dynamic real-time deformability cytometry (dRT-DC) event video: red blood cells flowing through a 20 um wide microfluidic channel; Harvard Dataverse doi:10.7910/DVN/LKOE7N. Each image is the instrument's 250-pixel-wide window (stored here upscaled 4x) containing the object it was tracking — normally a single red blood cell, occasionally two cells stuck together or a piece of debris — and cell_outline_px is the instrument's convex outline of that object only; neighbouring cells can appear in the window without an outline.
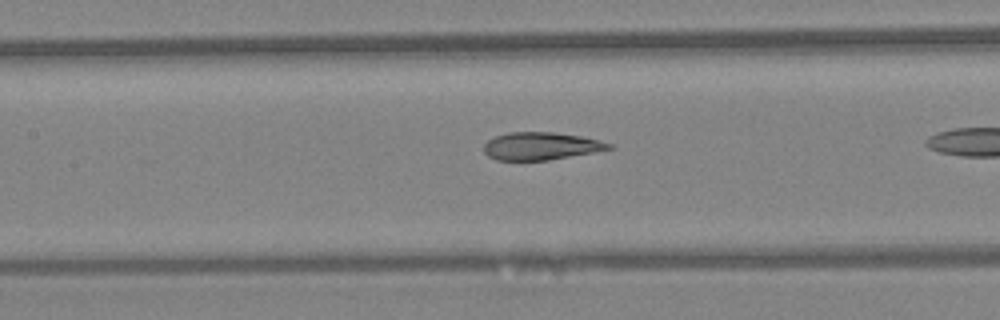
{"species": "Egyptian fruit bat (a non-hibernating species)", "species_latin": "Rousettus aegyptiacus", "temperature_condition": "warm", "stored_images_in_passage": 27, "camera_frame_rate_fps": 3000, "um_per_image_px": 0.085, "animal": {"sex": "female"}, "frame": {"image": 1, "passage_image": 12, "time_ms": 3.667, "image_size_px": [1000, 320], "cell_outline_px": [[612, 148], [592, 152], [548, 160], [496, 160], [488, 156], [484, 152], [484, 144], [488, 140], [496, 136], [508, 132], [552, 132], [580, 136], [612, 144]], "centroid_in_image_um": [45.91, 12.41], "position_along_channel_um": 161.5, "area_um2": 19.83}}
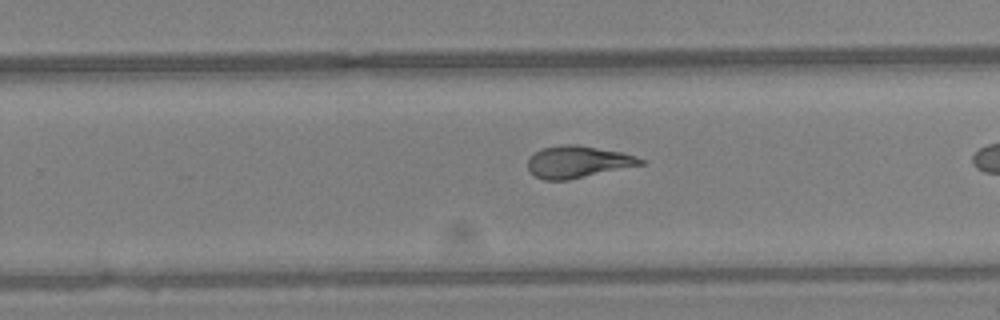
{"frame": {"image": 2, "passage_image": 20, "time_ms": 6.333, "image_size_px": [1000, 320], "cell_outline_px": [[644, 164], [568, 180], [544, 180], [528, 172], [528, 160], [540, 148], [560, 144], [576, 144], [620, 152], [636, 156], [644, 160]], "centroid_in_image_um": [49.08, 13.75], "position_along_channel_um": 280.7, "area_um2": 20.92}}
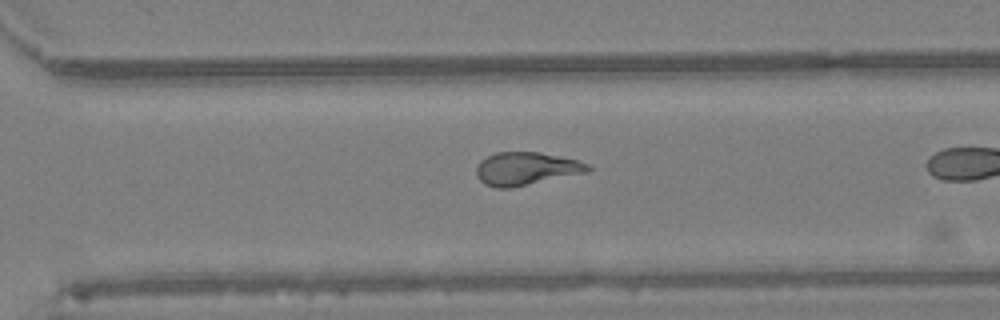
{"frame": {"image": 3, "passage_image": 23, "time_ms": 7.333, "image_size_px": [1000, 320], "cell_outline_px": [[592, 168], [584, 172], [508, 188], [496, 188], [484, 184], [476, 176], [476, 164], [480, 160], [496, 152], [540, 152], [576, 160], [588, 164]], "centroid_in_image_um": [44.63, 14.32], "position_along_channel_um": 326.0, "area_um2": 21.04}}